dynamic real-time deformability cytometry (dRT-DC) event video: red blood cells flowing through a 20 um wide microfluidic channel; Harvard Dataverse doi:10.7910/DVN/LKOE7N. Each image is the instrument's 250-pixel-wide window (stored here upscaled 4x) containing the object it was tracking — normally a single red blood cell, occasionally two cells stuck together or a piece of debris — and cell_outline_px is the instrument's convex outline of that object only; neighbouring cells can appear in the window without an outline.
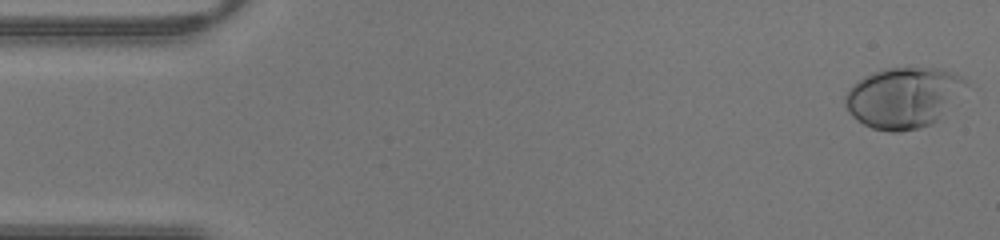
{"species": "human", "species_latin": "Homo sapiens", "temperature_condition": "warm", "stored_images_in_passage": 43, "camera_frame_rate_fps": 3000, "um_per_image_px": 0.085, "donor": {"sex": "male"}, "frame": {"image": 1, "passage_image": 1, "time_ms": 0.0, "image_size_px": [1000, 240], "cell_outline_px": [[964, 84], [936, 120], [932, 124], [920, 128], [896, 132], [888, 132], [872, 128], [864, 124], [852, 116], [844, 104], [844, 96], [848, 88], [864, 76], [888, 68], [936, 68], [960, 76], [964, 80]], "centroid_in_image_um": [76.66, 8.31], "position_along_channel_um": 8.3, "area_um2": 41.38}}
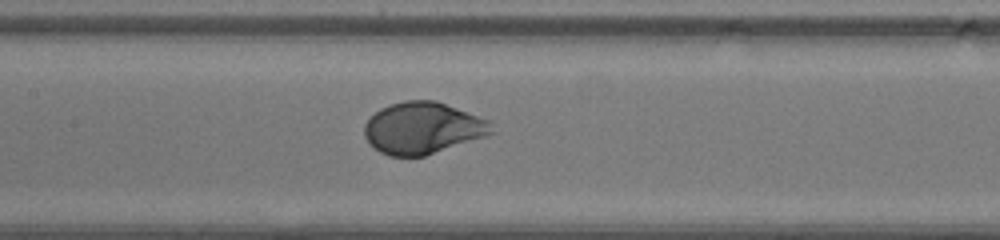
{"frame": {"image": 2, "passage_image": 20, "time_ms": 6.333, "image_size_px": [1000, 240], "cell_outline_px": [[496, 132], [424, 156], [388, 156], [380, 152], [364, 136], [364, 124], [380, 108], [388, 104], [404, 100], [436, 100], [488, 120], [492, 124]], "centroid_in_image_um": [35.92, 10.87], "position_along_channel_um": 171.5, "area_um2": 38.03}}
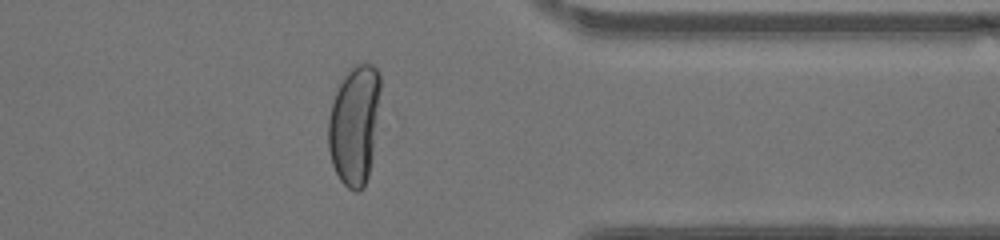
{"frame": {"image": 3, "passage_image": 34, "time_ms": 11.0, "image_size_px": [1000, 240], "cell_outline_px": [[384, 112], [368, 176], [364, 188], [356, 192], [348, 188], [340, 180], [332, 164], [328, 148], [328, 120], [332, 104], [336, 92], [344, 76], [356, 64], [372, 64], [376, 68], [380, 76]], "centroid_in_image_um": [30.23, 10.62], "position_along_channel_um": 381.2, "area_um2": 37.86}}